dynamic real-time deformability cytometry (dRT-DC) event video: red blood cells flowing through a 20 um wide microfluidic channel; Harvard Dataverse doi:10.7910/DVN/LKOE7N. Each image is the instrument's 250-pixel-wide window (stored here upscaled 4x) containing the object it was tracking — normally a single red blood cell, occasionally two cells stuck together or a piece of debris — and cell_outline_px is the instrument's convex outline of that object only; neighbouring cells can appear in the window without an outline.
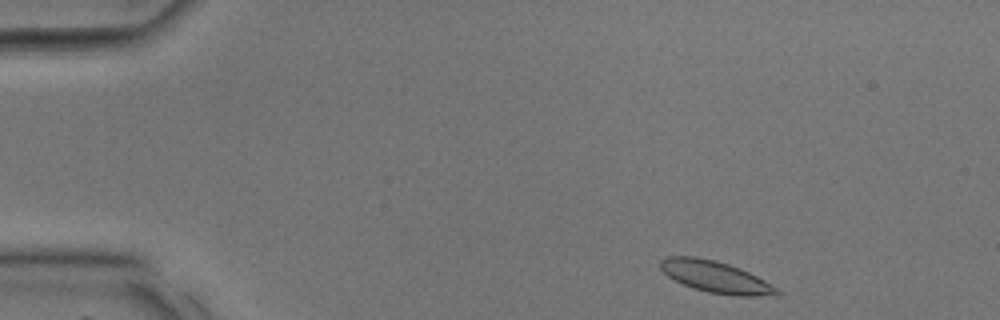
{"species": "common noctule bat (a hibernating species)", "species_latin": "Nyctalus noctula", "temperature_condition": "room temperature", "stored_images_in_passage": 33, "camera_frame_rate_fps": 3000, "um_per_image_px": 0.085, "animal": {"sex": "male", "body_mass_g": 17.9, "forearm_length_mm": 54.2}, "frame": {"image": 1, "passage_image": 2, "time_ms": 0.333, "image_size_px": [1000, 320], "cell_outline_px": [[780, 296], [736, 296], [708, 292], [692, 288], [668, 276], [660, 268], [660, 260], [668, 256], [696, 256], [728, 264], [748, 272], [764, 280], [776, 288], [780, 292]], "centroid_in_image_um": [60.83, 23.55], "position_along_channel_um": 24.2, "area_um2": 21.27}}
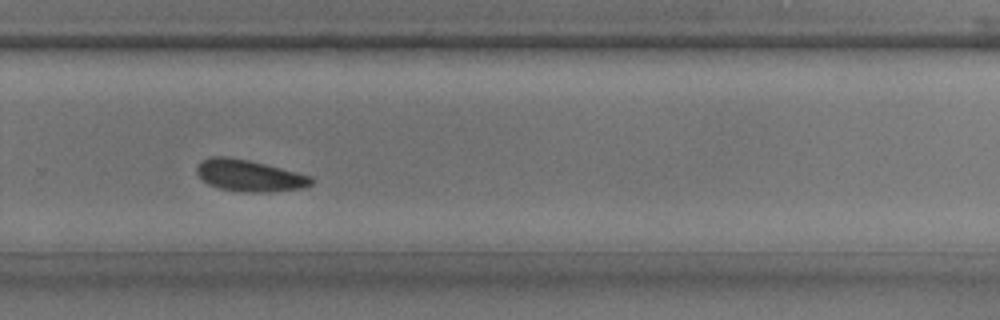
{"frame": {"image": 2, "passage_image": 22, "time_ms": 7.0, "image_size_px": [1000, 320], "cell_outline_px": [[316, 180], [312, 184], [304, 188], [268, 192], [244, 192], [220, 188], [208, 184], [196, 172], [196, 168], [200, 160], [212, 156], [228, 156], [248, 160], [312, 176]], "centroid_in_image_um": [21.2, 14.92], "position_along_channel_um": 308.6, "area_um2": 21.1}}
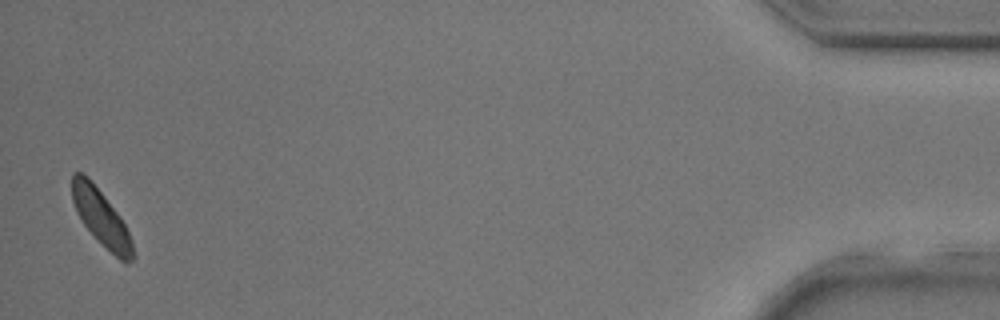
{"frame": {"image": 3, "passage_image": 33, "time_ms": 10.667, "image_size_px": [1000, 320], "cell_outline_px": [[136, 256], [132, 260], [124, 264], [84, 224], [76, 212], [72, 200], [72, 172], [84, 172], [88, 176], [120, 216], [132, 240]], "centroid_in_image_um": [8.61, 18.48], "position_along_channel_um": 426.6, "area_um2": 19.48}}